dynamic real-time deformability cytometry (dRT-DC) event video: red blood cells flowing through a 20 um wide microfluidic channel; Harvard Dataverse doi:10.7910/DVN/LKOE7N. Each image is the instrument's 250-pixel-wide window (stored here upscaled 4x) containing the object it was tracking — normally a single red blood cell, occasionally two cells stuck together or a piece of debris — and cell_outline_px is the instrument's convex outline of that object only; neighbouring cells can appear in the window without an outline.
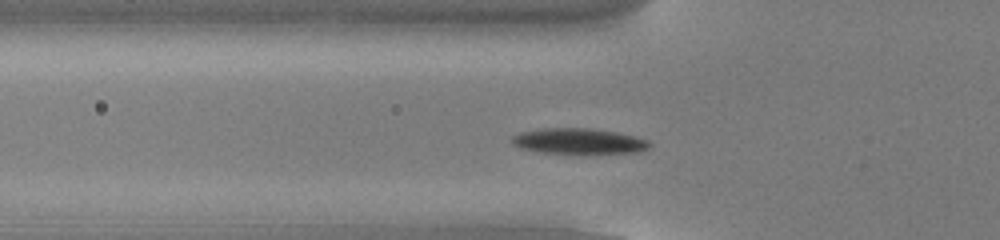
{"species": "common noctule bat (a hibernating species)", "species_latin": "Nyctalus noctula", "temperature_condition": "cold", "stored_images_in_passage": 46, "camera_frame_rate_fps": 3000, "um_per_image_px": 0.085, "animal": {"sex": "male", "body_mass_g": 13.0, "forearm_length_mm": 53.1}, "frame": {"image": 1, "passage_image": 11, "time_ms": 3.333, "image_size_px": [1000, 240], "cell_outline_px": [[652, 144], [648, 148], [640, 152], [540, 152], [520, 148], [512, 144], [512, 136], [520, 132], [544, 128], [588, 128], [616, 132], [636, 136], [648, 140]], "centroid_in_image_um": [49.19, 11.98], "position_along_channel_um": 76.6, "area_um2": 20.11}}
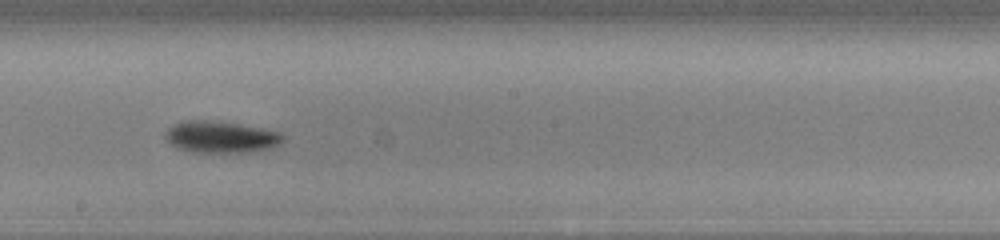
{"frame": {"image": 2, "passage_image": 23, "time_ms": 7.333, "image_size_px": [1000, 240], "cell_outline_px": [[284, 140], [280, 144], [268, 148], [248, 152], [192, 152], [176, 148], [164, 140], [164, 132], [168, 128], [184, 120], [208, 120], [240, 124], [264, 128], [280, 132], [284, 136]], "centroid_in_image_um": [18.74, 11.64], "position_along_channel_um": 229.5, "area_um2": 21.91}}
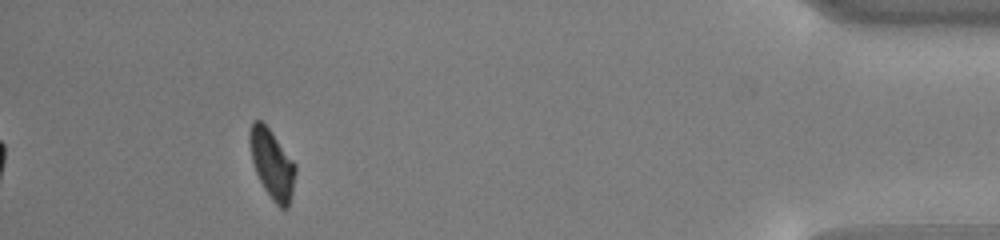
{"frame": {"image": 3, "passage_image": 42, "time_ms": 13.667, "image_size_px": [1000, 240], "cell_outline_px": [[296, 172], [292, 192], [288, 208], [280, 208], [272, 200], [264, 188], [256, 172], [252, 160], [248, 140], [248, 132], [252, 120], [260, 120], [272, 132], [296, 164]], "centroid_in_image_um": [23.11, 13.92], "position_along_channel_um": 412.1, "area_um2": 18.44}, "authors_computed_cell_mechanics": {"area_um2": 19.7676, "velocity_mm_per_s": 3.8204, "shape_relaxation_time_tau1_ms": 1.7717, "shape_relaxation_time_tau2_ms": null, "deformation_change_tau1": 0.1199, "deformation_change_tau2": null}}